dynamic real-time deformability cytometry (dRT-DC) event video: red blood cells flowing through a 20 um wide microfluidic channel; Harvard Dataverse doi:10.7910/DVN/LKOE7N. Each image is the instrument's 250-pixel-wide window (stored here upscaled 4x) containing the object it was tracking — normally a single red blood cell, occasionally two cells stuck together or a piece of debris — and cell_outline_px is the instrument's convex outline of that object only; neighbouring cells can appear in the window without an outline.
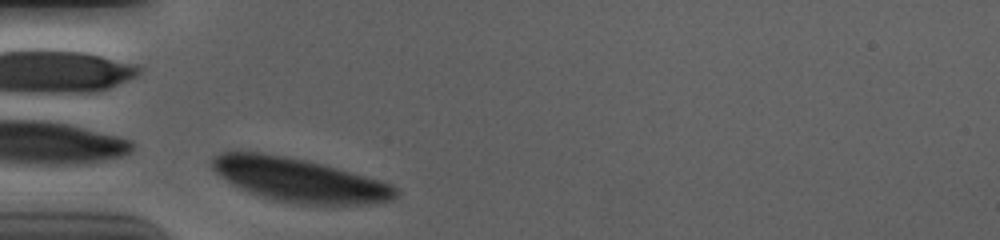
{"species": "human", "species_latin": "Homo sapiens", "temperature_condition": "cold", "stored_images_in_passage": 36, "camera_frame_rate_fps": 3000, "um_per_image_px": 0.085, "donor": {"sex": "male"}, "frame": {"image": 1, "passage_image": 1, "time_ms": 0.0, "image_size_px": [1000, 240], "cell_outline_px": [[400, 192], [392, 200], [368, 204], [292, 204], [272, 200], [248, 192], [232, 184], [220, 176], [208, 164], [208, 160], [212, 156], [220, 152], [260, 152], [284, 156], [304, 160], [336, 168], [380, 180], [392, 184]], "centroid_in_image_um": [25.38, 15.3], "position_along_channel_um": 59.6, "area_um2": 46.82}}
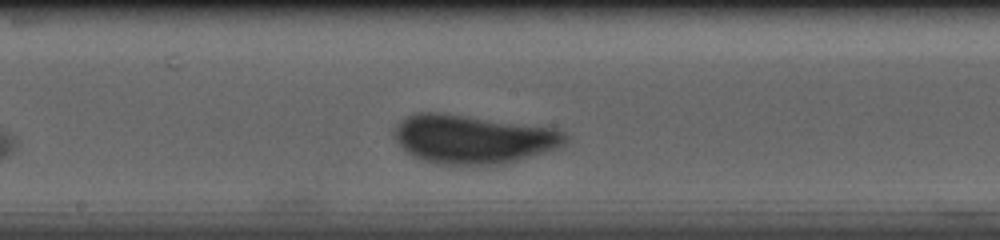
{"frame": {"image": 2, "passage_image": 17, "time_ms": 5.333, "image_size_px": [1000, 240], "cell_outline_px": [[568, 140], [560, 148], [516, 160], [500, 164], [436, 164], [420, 160], [408, 152], [392, 136], [392, 128], [400, 120], [416, 112], [440, 112], [556, 128], [564, 132], [568, 136]], "centroid_in_image_um": [40.19, 11.81], "position_along_channel_um": 208.0, "area_um2": 48.78}}
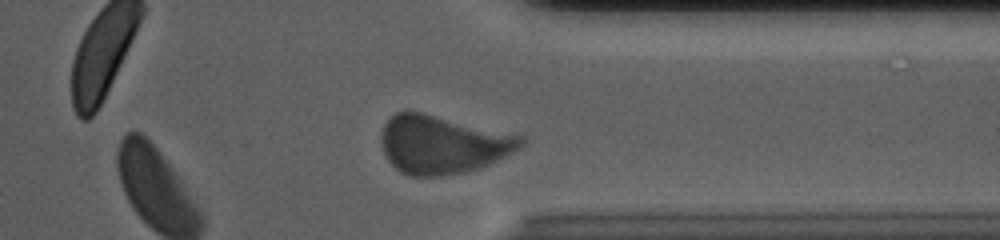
{"frame": {"image": 3, "passage_image": 32, "time_ms": 10.333, "image_size_px": [1000, 240], "cell_outline_px": [[528, 140], [520, 148], [480, 168], [468, 172], [440, 176], [408, 176], [400, 172], [388, 160], [384, 152], [380, 140], [380, 136], [384, 124], [396, 112], [420, 112], [524, 136]], "centroid_in_image_um": [37.62, 12.3], "position_along_channel_um": 373.8, "area_um2": 47.22}, "authors_computed_cell_mechanics": {"area_um2": 48.0318, "velocity_mm_per_s": 3.2883, "shape_relaxation_time_tau1_ms": 2.8935, "shape_relaxation_time_tau2_ms": 0.8903, "deformation_change_tau1": 0.0696, "deformation_change_tau2": 0.0391}}